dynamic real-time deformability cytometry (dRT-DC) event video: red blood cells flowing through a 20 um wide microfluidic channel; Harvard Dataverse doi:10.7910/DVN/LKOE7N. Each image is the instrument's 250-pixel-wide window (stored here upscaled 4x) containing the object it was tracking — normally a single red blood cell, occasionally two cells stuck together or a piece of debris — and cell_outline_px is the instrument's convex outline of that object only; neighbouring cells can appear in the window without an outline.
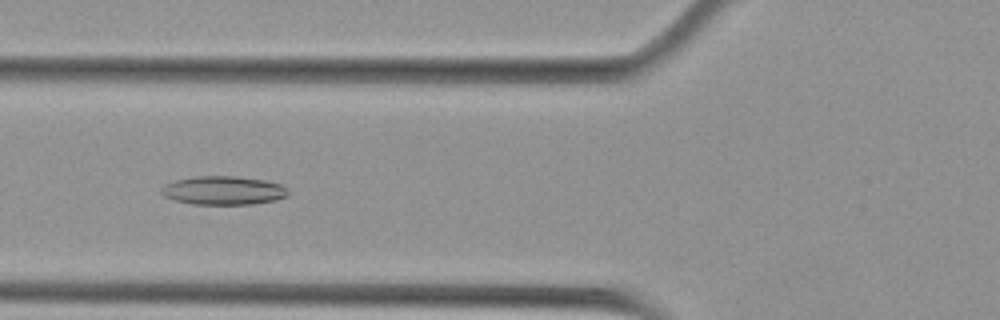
{"species": "Egyptian fruit bat (a non-hibernating species)", "species_latin": "Rousettus aegyptiacus", "temperature_condition": "cold", "stored_images_in_passage": 40, "camera_frame_rate_fps": 3000, "um_per_image_px": 0.085, "animal": {"sex": "female"}, "frame": {"image": 1, "passage_image": 9, "time_ms": 2.667, "image_size_px": [1000, 320], "cell_outline_px": [[288, 196], [276, 200], [252, 204], [192, 204], [176, 200], [164, 196], [160, 192], [160, 188], [164, 184], [172, 180], [196, 176], [236, 176], [264, 180], [280, 184], [288, 188]], "centroid_in_image_um": [18.97, 16.18], "position_along_channel_um": 106.8, "area_um2": 21.33}}
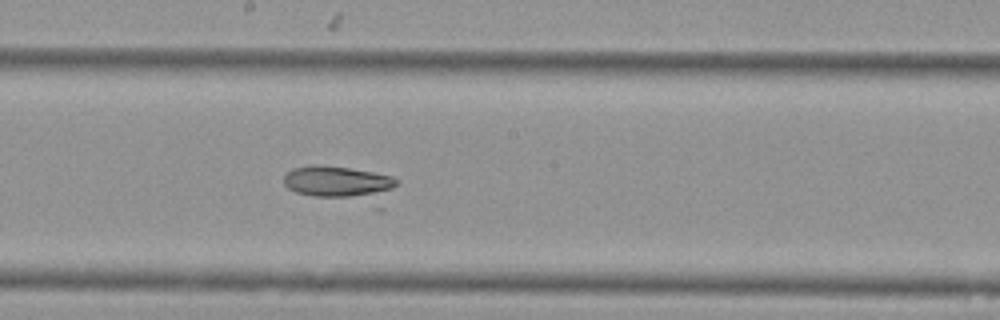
{"frame": {"image": 2, "passage_image": 18, "time_ms": 5.667, "image_size_px": [1000, 320], "cell_outline_px": [[400, 184], [384, 208], [380, 212], [312, 196], [296, 192], [288, 188], [284, 184], [284, 176], [292, 168], [312, 164], [316, 164], [348, 168], [372, 172], [392, 176], [400, 180]], "centroid_in_image_um": [29.18, 15.75], "position_along_channel_um": 219.0, "area_um2": 25.78}}
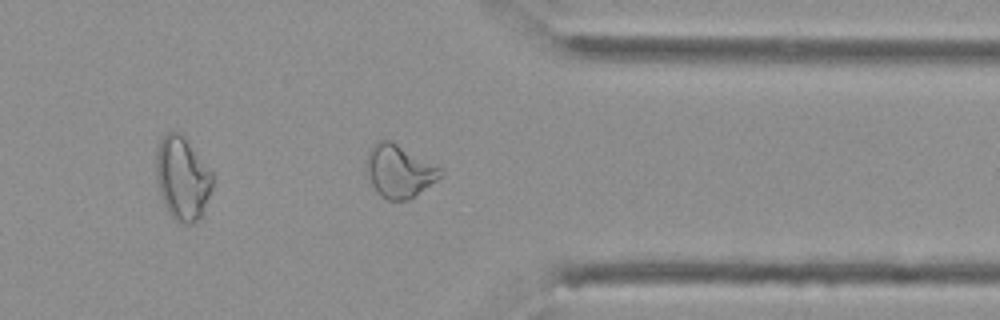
{"frame": {"image": 3, "passage_image": 31, "time_ms": 10.0, "image_size_px": [1000, 320], "cell_outline_px": [[444, 176], [408, 200], [388, 200], [380, 196], [376, 192], [368, 176], [368, 152], [372, 144], [376, 140], [388, 140], [396, 144], [440, 168], [444, 172]], "centroid_in_image_um": [33.94, 14.57], "position_along_channel_um": 377.5, "area_um2": 22.25}, "authors_computed_cell_mechanics": {"area_um2": 21.4438, "velocity_mm_per_s": 3.773, "shape_relaxation_time_tau1_ms": 2.9758, "shape_relaxation_time_tau2_ms": null, "deformation_change_tau1": 0.0986, "deformation_change_tau2": null}}